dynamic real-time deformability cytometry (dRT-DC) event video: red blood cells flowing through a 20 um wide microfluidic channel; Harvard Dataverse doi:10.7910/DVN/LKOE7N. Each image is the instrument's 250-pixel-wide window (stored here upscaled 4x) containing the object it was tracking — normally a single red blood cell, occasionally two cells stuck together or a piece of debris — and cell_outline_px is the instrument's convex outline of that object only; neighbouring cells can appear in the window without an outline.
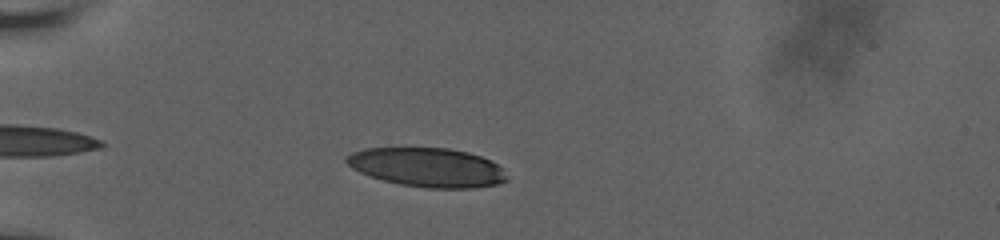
{"species": "human", "species_latin": "Homo sapiens", "temperature_condition": "room temperature", "stored_images_in_passage": 42, "camera_frame_rate_fps": 3000, "um_per_image_px": 0.085, "donor": {"sex": "male"}, "frame": {"image": 1, "passage_image": 6, "time_ms": 1.667, "image_size_px": [1000, 240], "cell_outline_px": [[508, 180], [496, 184], [476, 188], [428, 188], [400, 184], [384, 180], [360, 172], [352, 168], [344, 160], [352, 152], [364, 148], [448, 148], [468, 152], [480, 156], [496, 164], [500, 168]], "centroid_in_image_um": [36.3, 14.22], "position_along_channel_um": 48.7, "area_um2": 36.13}}
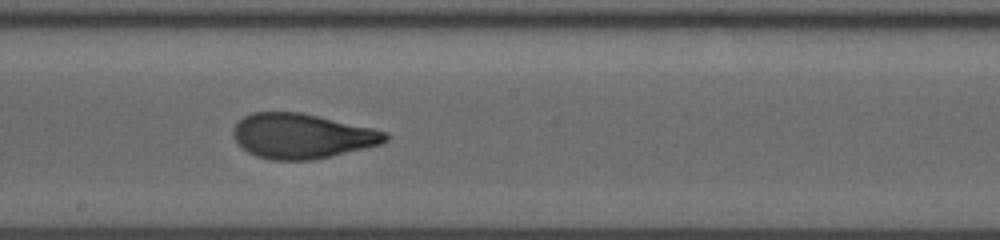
{"frame": {"image": 2, "passage_image": 23, "time_ms": 7.333, "image_size_px": [1000, 240], "cell_outline_px": [[388, 140], [380, 144], [364, 148], [328, 156], [308, 160], [272, 160], [256, 156], [248, 152], [236, 140], [232, 132], [236, 124], [244, 116], [252, 112], [300, 112], [372, 128], [388, 132]], "centroid_in_image_um": [25.65, 11.55], "position_along_channel_um": 222.6, "area_um2": 39.3}}
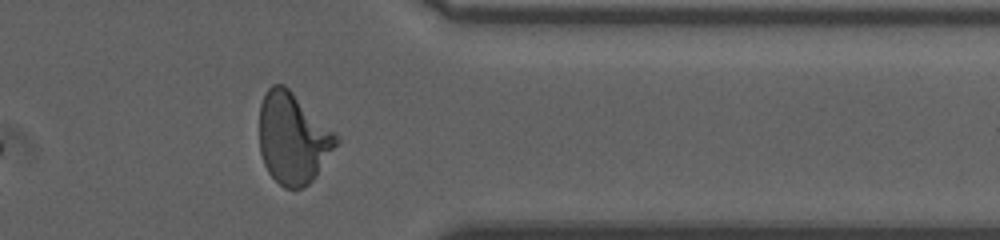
{"frame": {"image": 3, "passage_image": 37, "time_ms": 12.0, "image_size_px": [1000, 240], "cell_outline_px": [[340, 140], [316, 176], [304, 188], [284, 188], [268, 172], [264, 164], [260, 152], [260, 104], [268, 88], [272, 84], [284, 84], [336, 132], [340, 136]], "centroid_in_image_um": [24.91, 11.75], "position_along_channel_um": 386.5, "area_um2": 40.81}, "authors_computed_cell_mechanics": {"area_um2": 39.3329, "velocity_mm_per_s": 3.6406, "shape_relaxation_time_tau1_ms": 5.9489, "shape_relaxation_time_tau2_ms": 0.9784, "deformation_change_tau1": 0.2104, "deformation_change_tau2": 0.0741}}